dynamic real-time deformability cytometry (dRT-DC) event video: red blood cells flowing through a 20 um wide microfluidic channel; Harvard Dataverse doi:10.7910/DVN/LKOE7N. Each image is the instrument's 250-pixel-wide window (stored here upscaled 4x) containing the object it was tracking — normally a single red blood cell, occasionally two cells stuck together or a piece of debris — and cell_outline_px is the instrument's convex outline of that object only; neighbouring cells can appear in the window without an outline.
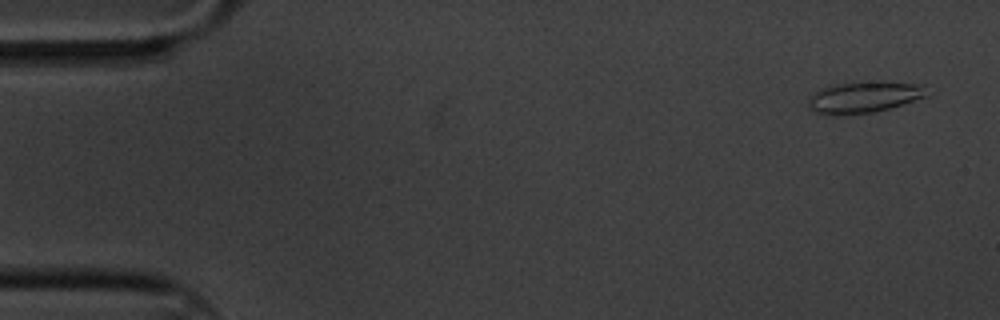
{"species": "common noctule bat (a hibernating species)", "species_latin": "Nyctalus noctula", "temperature_condition": "cold", "stored_images_in_passage": 4, "camera_frame_rate_fps": 3000, "um_per_image_px": 0.085, "animal": {"sex": "male", "body_mass_g": 20.1, "forearm_length_mm": 53.5}, "frame": {"image": 1, "passage_image": 1, "time_ms": 0.0, "image_size_px": [1000, 320], "cell_outline_px": [[928, 96], [904, 104], [872, 112], [844, 116], [832, 116], [816, 112], [808, 108], [808, 100], [820, 88], [828, 84], [880, 80], [924, 84]], "centroid_in_image_um": [73.44, 8.24], "position_along_channel_um": 11.6, "area_um2": 22.37}}
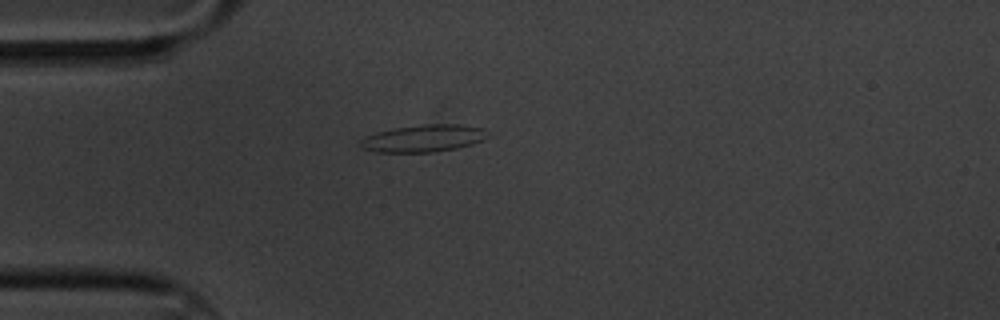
{"frame": {"image": 2, "passage_image": 4, "time_ms": 1.0, "image_size_px": [1000, 320], "cell_outline_px": [[488, 136], [484, 140], [460, 148], [436, 152], [376, 152], [364, 148], [360, 144], [360, 140], [364, 136], [376, 132], [396, 128], [424, 124], [460, 124], [484, 128]], "centroid_in_image_um": [36.03, 11.76], "position_along_channel_um": 49.0, "area_um2": 20.29}}